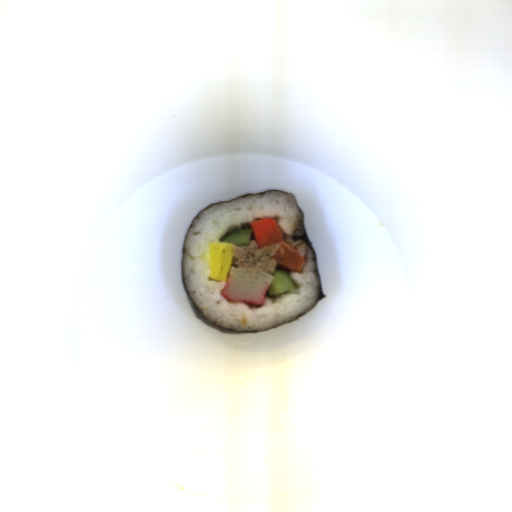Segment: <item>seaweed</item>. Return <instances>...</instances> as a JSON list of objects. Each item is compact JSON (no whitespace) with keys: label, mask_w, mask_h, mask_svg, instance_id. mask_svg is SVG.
<instances>
[{"label":"seaweed","mask_w":512,"mask_h":512,"mask_svg":"<svg viewBox=\"0 0 512 512\" xmlns=\"http://www.w3.org/2000/svg\"><path fill=\"white\" fill-rule=\"evenodd\" d=\"M273 190H274V191H278V192H287V191H282V190H278V189H270V190H267V191H273ZM267 191L259 192V193H257V194H263V193H265V192H267ZM287 193L292 194L291 192H287ZM252 194H256V193H252ZM247 195H251V194H246V195H242V196H239V197H243V196H247ZM292 195H293V194H292ZM239 197H236V198H239ZM293 197L295 198V196H294V195H293ZM236 198H233V199H236ZM230 200H232V199H230ZM295 200H296V198H295ZM226 201H229V200H226ZM222 202H225V201H221V202H217V203H212V204H209V205H207V206H204L202 209H200V210L196 213V215L192 218L191 222L189 223V225H188V227H187L186 233H185L184 238H183L182 249H181V260H180V271H181L182 284H183V287H184V289H185V292H186V295H187L188 301H189V303H190V306H191V308H192V310H193V312H194V314H195L196 318H198L199 320L203 321L204 323H206L207 325H209V326H210V327H212L213 329H215V330H217V331H220V332H222V333H227V334H231V335H232V334H242V333H257V332H234V331H231V330H228V329L222 328V327H220V326H218V325H216V324H213V323L209 322V321L207 320V318L202 314V312L197 308V306L192 302V300L190 299V297H189V295H188V293H187V290H186V288H185V286H184L183 274H182V268H181V261H182V253H183L184 240H185V238H186V235H187V233H188V230H189V228H190L191 224L193 223V221L195 220V218L197 217V215H198L200 212H202L205 208H208V207H211V206H214V205L220 204V203H222ZM296 202H297V204H298V206H299L300 210L303 212V210H302V208H301V206H300V204L298 203V201H297V200H296ZM303 216H304V212H303ZM304 228H305V231H304L303 236H301V237H293V238H292V240H293V241H296V240H304V241L306 242V244H307V245H308V246L313 250L314 255H315V257H316L315 251H314V249H313V247H312V245H311V243H310V241H309V239H308V237H307V233H306V226H305V217H304ZM316 264H317V272H318V276H319V269H318L317 259H316ZM319 283H320V298H319V300H318L317 304L314 306V308L318 305V303H319L320 301H322V300H323V299H325V297H326V294H324V293H323V290H322V286H321V282H320V276H319ZM314 308H313V309H314ZM309 312H310V311H309ZM309 312H308V313H309ZM306 314H307V313H306ZM306 314H305V315H306ZM303 316H304V315H303ZM303 316H301V317H303ZM301 317H300V318H301ZM300 318H298V319H300ZM298 319H297V320H298ZM292 322H293V321H292ZM289 323H290V322H289ZM286 324H287V323H286ZM283 325H285V324H283ZM280 326H282V325H280ZM277 327H279V326H277ZM277 327H274V328H277ZM274 328H271V329H274ZM268 330H270V329H268ZM264 331H266V330H264ZM261 332H262V331H261Z\"/></svg>","instance_id":"1faa68ee"}]
</instances>
